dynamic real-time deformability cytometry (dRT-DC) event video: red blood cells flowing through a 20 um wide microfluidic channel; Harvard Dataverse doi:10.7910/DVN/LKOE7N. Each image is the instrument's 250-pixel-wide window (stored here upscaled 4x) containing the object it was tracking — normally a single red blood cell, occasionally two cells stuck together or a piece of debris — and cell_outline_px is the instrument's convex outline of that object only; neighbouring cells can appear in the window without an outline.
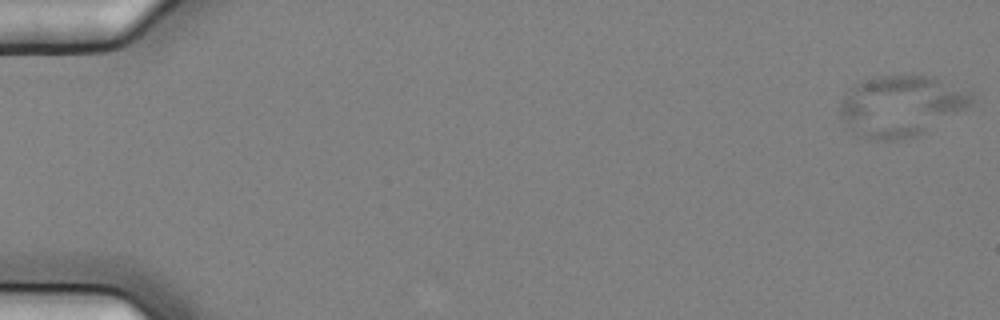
{"species": "common noctule bat (a hibernating species)", "species_latin": "Nyctalus noctula", "temperature_condition": "cold", "stored_images_in_passage": 6, "camera_frame_rate_fps": 3000, "um_per_image_px": 0.085, "animal": {"sex": "female", "body_mass_g": 25.1}, "frame": {"image": 1, "passage_image": 1, "time_ms": 0.0, "image_size_px": [1000, 320], "cell_outline_px": [[972, 104], [968, 108], [924, 132], [916, 136], [900, 140], [872, 140], [860, 136], [840, 116], [840, 100], [856, 84], [872, 76], [932, 76], [972, 92]], "centroid_in_image_um": [76.61, 9.0], "position_along_channel_um": 8.4, "area_um2": 46.3}}